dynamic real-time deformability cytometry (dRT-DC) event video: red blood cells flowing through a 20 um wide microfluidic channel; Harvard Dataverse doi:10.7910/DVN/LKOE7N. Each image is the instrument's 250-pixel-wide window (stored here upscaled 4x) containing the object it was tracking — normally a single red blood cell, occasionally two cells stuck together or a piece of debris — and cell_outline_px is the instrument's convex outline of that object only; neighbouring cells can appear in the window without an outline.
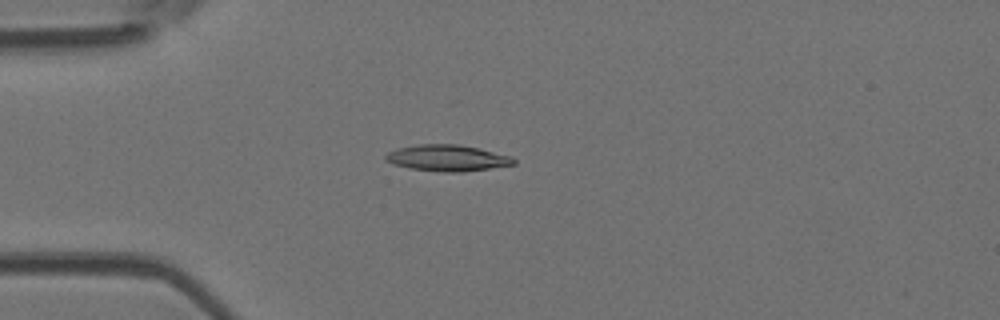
{"species": "Egyptian fruit bat (a non-hibernating species)", "species_latin": "Rousettus aegyptiacus", "temperature_condition": "room temperature", "stored_images_in_passage": 5, "camera_frame_rate_fps": 3000, "um_per_image_px": 0.085, "animal": {"sex": "female"}, "frame": {"image": 1, "passage_image": 4, "time_ms": 1.0, "image_size_px": [1000, 320], "cell_outline_px": [[516, 164], [460, 172], [444, 172], [408, 168], [392, 164], [384, 160], [384, 156], [388, 152], [396, 148], [420, 144], [460, 144], [480, 148], [512, 156], [516, 160]], "centroid_in_image_um": [38.0, 13.42], "position_along_channel_um": 47.0, "area_um2": 19.77}}